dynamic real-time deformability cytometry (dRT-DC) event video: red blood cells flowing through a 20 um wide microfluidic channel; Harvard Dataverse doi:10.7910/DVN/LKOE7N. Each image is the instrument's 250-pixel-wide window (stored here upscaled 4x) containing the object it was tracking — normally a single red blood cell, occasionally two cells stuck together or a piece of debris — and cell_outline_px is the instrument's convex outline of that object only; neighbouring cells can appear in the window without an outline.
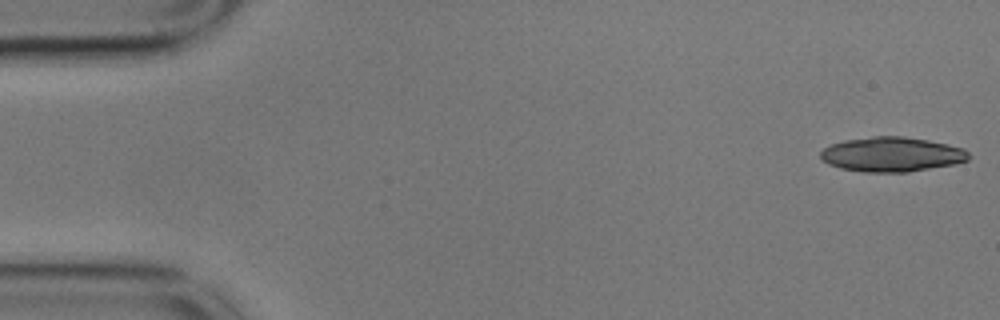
{"species": "common noctule bat (a hibernating species)", "species_latin": "Nyctalus noctula", "temperature_condition": "cold", "stored_images_in_passage": 15, "camera_frame_rate_fps": 3000, "um_per_image_px": 0.085, "animal": {"sex": "male", "body_mass_g": 17.9}, "frame": {"image": 1, "passage_image": 1, "time_ms": 0.0, "image_size_px": [1000, 320], "cell_outline_px": [[968, 160], [956, 164], [908, 172], [864, 172], [840, 168], [828, 164], [820, 160], [820, 152], [824, 148], [832, 144], [844, 140], [872, 136], [904, 136], [928, 140], [948, 144], [964, 148], [968, 152]], "centroid_in_image_um": [75.79, 13.12], "position_along_channel_um": 9.2, "area_um2": 30.11}}